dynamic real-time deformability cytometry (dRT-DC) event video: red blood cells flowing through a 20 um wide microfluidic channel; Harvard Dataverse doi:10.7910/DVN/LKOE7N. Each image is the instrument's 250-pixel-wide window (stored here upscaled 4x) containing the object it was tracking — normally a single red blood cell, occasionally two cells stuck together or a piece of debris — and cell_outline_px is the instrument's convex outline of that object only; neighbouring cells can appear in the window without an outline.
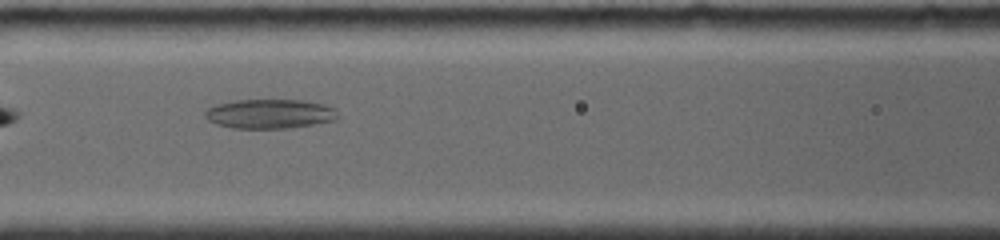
{"species": "common noctule bat (a hibernating species)", "species_latin": "Nyctalus noctula", "temperature_condition": "room temperature", "stored_images_in_passage": 21, "camera_frame_rate_fps": 4000, "um_per_image_px": 0.085, "animal": {"sex": "female", "body_mass_g": 19.0, "forearm_length_mm": 56.7}, "frame": {"image": 1, "passage_image": 6, "time_ms": 2.75, "image_size_px": [1000, 240], "cell_outline_px": [[340, 116], [336, 120], [292, 128], [232, 128], [216, 124], [208, 120], [204, 116], [204, 112], [208, 108], [216, 104], [236, 100], [304, 100], [324, 104], [336, 108]], "centroid_in_image_um": [22.96, 9.67], "position_along_channel_um": 143.6, "area_um2": 23.0}}
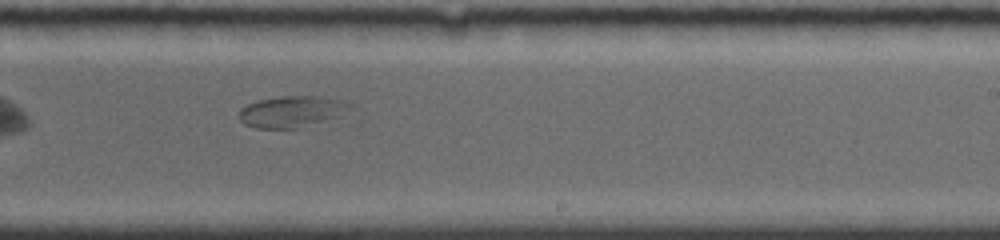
{"frame": {"image": 2, "passage_image": 12, "time_ms": 6.0, "image_size_px": [1000, 240], "cell_outline_px": [[356, 108], [336, 116], [296, 128], [256, 128], [244, 124], [240, 120], [240, 108], [248, 104], [260, 100], [284, 96], [316, 96], [340, 100], [352, 104]], "centroid_in_image_um": [24.79, 9.47], "position_along_channel_um": 264.2, "area_um2": 19.83}}
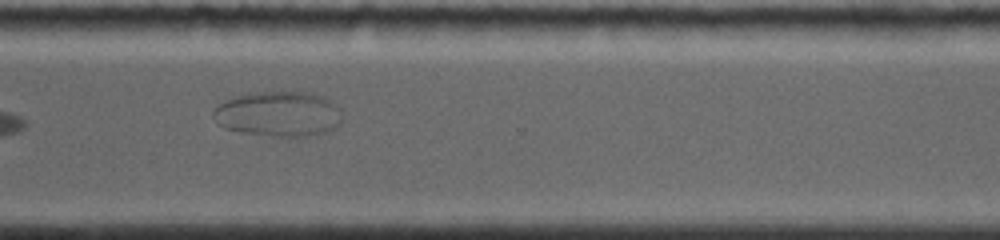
{"frame": {"image": 3, "passage_image": 17, "time_ms": 8.25, "image_size_px": [1000, 240], "cell_outline_px": [[340, 124], [324, 132], [308, 136], [272, 136], [244, 132], [224, 128], [216, 124], [212, 116], [212, 112], [220, 104], [228, 100], [240, 96], [256, 92], [308, 92], [324, 96], [332, 100], [340, 116]], "centroid_in_image_um": [23.65, 9.69], "position_along_channel_um": 346.9, "area_um2": 33.47}}